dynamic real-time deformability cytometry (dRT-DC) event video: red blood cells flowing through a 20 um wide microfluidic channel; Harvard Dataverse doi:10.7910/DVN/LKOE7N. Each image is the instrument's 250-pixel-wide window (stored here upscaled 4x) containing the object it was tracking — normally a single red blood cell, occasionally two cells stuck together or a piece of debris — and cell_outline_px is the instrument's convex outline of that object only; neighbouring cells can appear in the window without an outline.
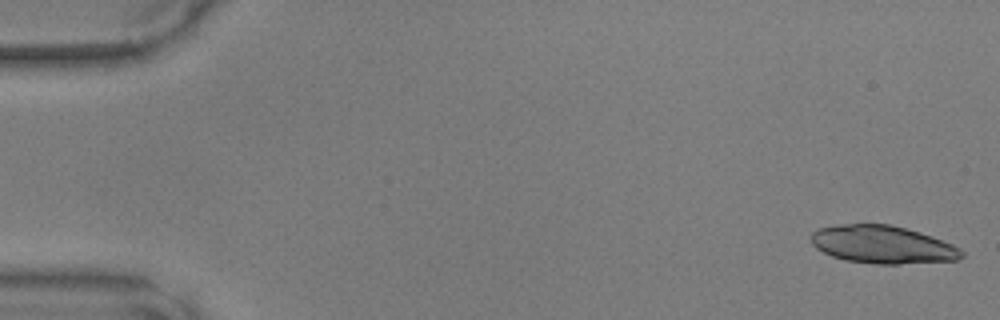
{"species": "common noctule bat (a hibernating species)", "species_latin": "Nyctalus noctula", "temperature_condition": "warm", "stored_images_in_passage": 17, "camera_frame_rate_fps": 3000, "um_per_image_px": 0.085, "animal": {"sex": "male", "body_mass_g": 17.9, "forearm_length_mm": 54.2}, "frame": {"image": 1, "passage_image": 1, "time_ms": 0.0, "image_size_px": [1000, 320], "cell_outline_px": [[964, 256], [956, 260], [900, 264], [876, 264], [844, 260], [832, 256], [816, 248], [812, 244], [812, 232], [820, 228], [836, 224], [892, 224], [920, 232], [932, 236], [952, 244], [960, 248], [964, 252]], "centroid_in_image_um": [75.03, 20.79], "position_along_channel_um": 10.0, "area_um2": 33.29}}